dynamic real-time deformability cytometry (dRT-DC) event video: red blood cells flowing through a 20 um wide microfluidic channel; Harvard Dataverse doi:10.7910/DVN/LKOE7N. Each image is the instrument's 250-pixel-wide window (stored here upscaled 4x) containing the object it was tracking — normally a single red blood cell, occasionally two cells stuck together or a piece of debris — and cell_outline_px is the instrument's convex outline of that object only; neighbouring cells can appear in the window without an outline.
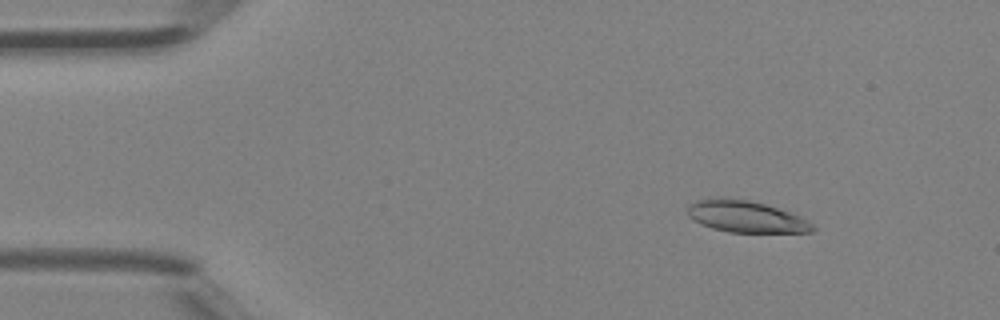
{"species": "Egyptian fruit bat (a non-hibernating species)", "species_latin": "Rousettus aegyptiacus", "temperature_condition": "room temperature", "stored_images_in_passage": 4, "camera_frame_rate_fps": 3000, "um_per_image_px": 0.085, "animal": {"sex": "female"}, "frame": {"image": 1, "passage_image": 2, "time_ms": 0.333, "image_size_px": [1000, 320], "cell_outline_px": [[816, 228], [812, 232], [728, 232], [712, 228], [688, 216], [688, 204], [696, 200], [720, 196], [748, 200], [764, 204], [800, 216], [812, 224]], "centroid_in_image_um": [63.37, 18.39], "position_along_channel_um": 21.6, "area_um2": 22.89}}